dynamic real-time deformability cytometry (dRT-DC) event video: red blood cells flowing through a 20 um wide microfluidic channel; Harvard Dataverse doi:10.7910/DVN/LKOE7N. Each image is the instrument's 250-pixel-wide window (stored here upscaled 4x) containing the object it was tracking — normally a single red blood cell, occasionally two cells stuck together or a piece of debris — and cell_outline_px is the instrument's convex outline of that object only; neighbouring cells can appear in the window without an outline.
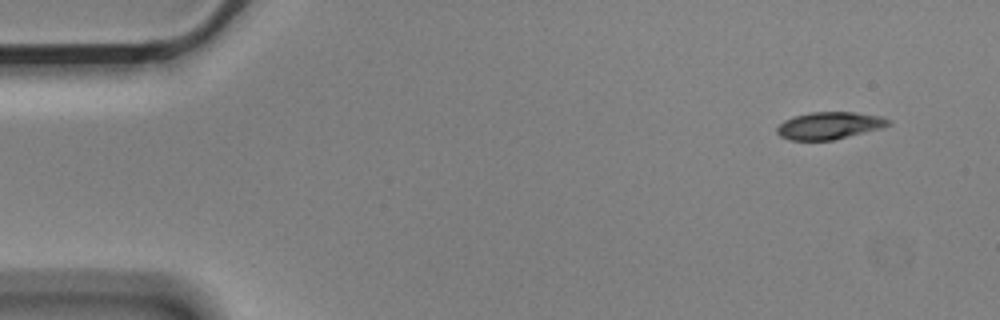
{"species": "Egyptian fruit bat (a non-hibernating species)", "species_latin": "Rousettus aegyptiacus", "temperature_condition": "cold", "stored_images_in_passage": 7, "camera_frame_rate_fps": 3000, "um_per_image_px": 0.085, "animal": {"sex": "male"}, "frame": {"image": 1, "passage_image": 1, "time_ms": 0.0, "image_size_px": [1000, 320], "cell_outline_px": [[892, 124], [880, 128], [832, 140], [788, 140], [780, 136], [776, 132], [776, 128], [784, 120], [792, 116], [812, 112], [856, 112], [880, 116], [892, 120]], "centroid_in_image_um": [70.47, 10.66], "position_along_channel_um": 14.5, "area_um2": 17.69}}
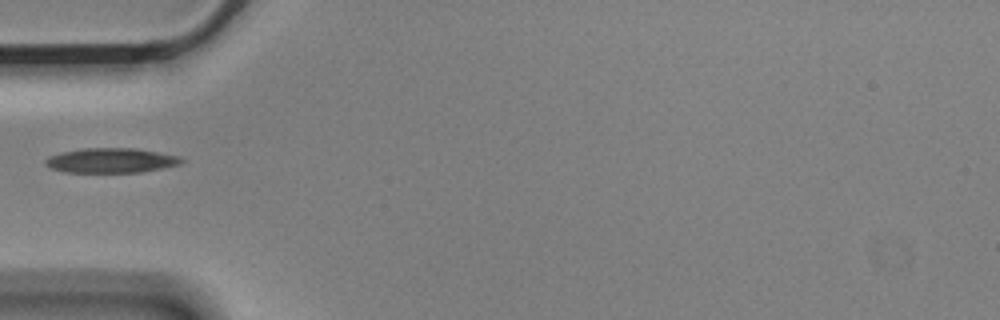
{"frame": {"image": 2, "passage_image": 5, "time_ms": 1.333, "image_size_px": [1000, 320], "cell_outline_px": [[184, 160], [180, 164], [140, 172], [64, 172], [52, 168], [44, 164], [44, 160], [48, 156], [60, 152], [84, 148], [136, 148], [180, 156]], "centroid_in_image_um": [9.41, 13.63], "position_along_channel_um": 75.6, "area_um2": 19.59}}
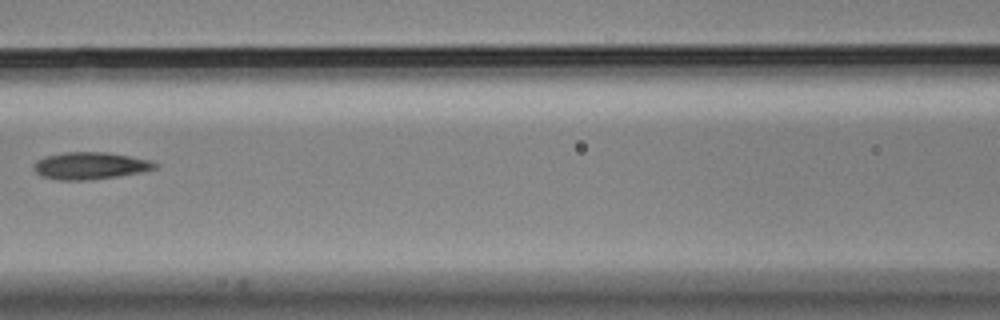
{"frame": {"image": 3, "passage_image": 7, "time_ms": 2.0, "image_size_px": [1000, 320], "cell_outline_px": [[160, 164], [156, 168], [144, 172], [88, 180], [56, 180], [40, 176], [32, 168], [32, 164], [36, 160], [44, 156], [64, 152], [108, 152], [152, 160]], "centroid_in_image_um": [7.65, 14.08], "position_along_channel_um": 158.9, "area_um2": 19.54}}